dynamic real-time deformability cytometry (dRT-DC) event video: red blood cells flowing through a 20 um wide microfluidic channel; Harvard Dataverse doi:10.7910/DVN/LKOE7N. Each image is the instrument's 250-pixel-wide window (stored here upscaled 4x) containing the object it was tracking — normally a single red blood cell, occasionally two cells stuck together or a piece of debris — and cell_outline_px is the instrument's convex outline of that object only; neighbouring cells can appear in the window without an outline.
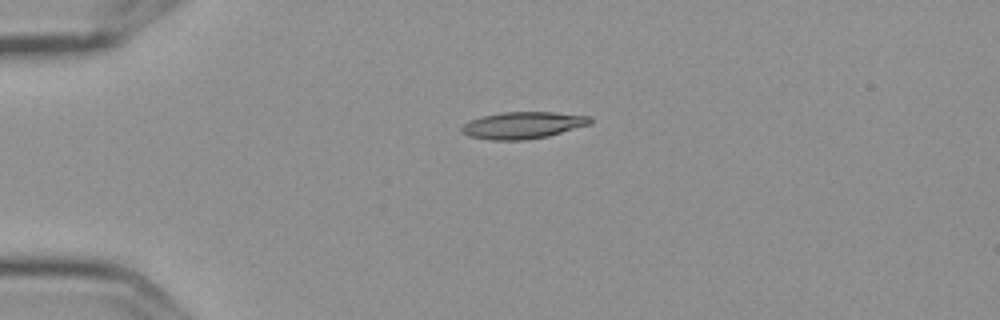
{"species": "Egyptian fruit bat (a non-hibernating species)", "species_latin": "Rousettus aegyptiacus", "temperature_condition": "cold", "stored_images_in_passage": 3, "camera_frame_rate_fps": 3000, "um_per_image_px": 0.085, "frame": {"image": 1, "passage_image": 1, "time_ms": 0.0, "image_size_px": [1000, 320], "cell_outline_px": [[592, 124], [548, 136], [524, 140], [492, 140], [468, 136], [460, 132], [460, 128], [464, 124], [472, 120], [484, 116], [500, 112], [556, 112], [592, 116]], "centroid_in_image_um": [44.48, 10.64], "position_along_channel_um": 40.5, "area_um2": 20.23}}
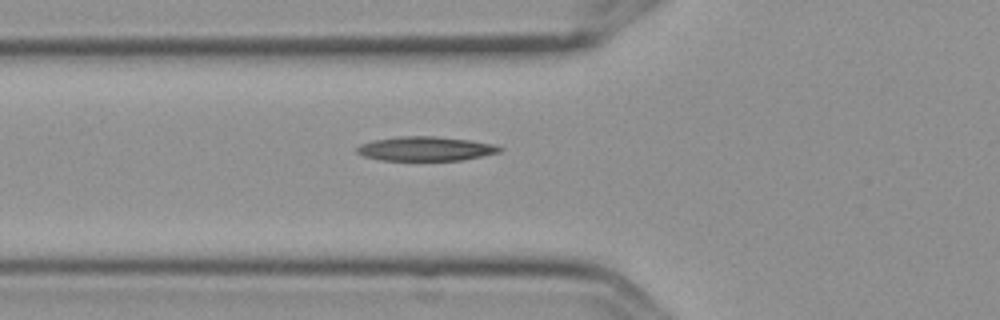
{"frame": {"image": 2, "passage_image": 3, "time_ms": 0.667, "image_size_px": [1000, 320], "cell_outline_px": [[504, 148], [500, 152], [460, 160], [380, 160], [364, 156], [356, 152], [356, 148], [360, 144], [372, 140], [396, 136], [436, 136], [472, 140], [496, 144]], "centroid_in_image_um": [36.17, 12.63], "position_along_channel_um": 89.6, "area_um2": 20.35}}